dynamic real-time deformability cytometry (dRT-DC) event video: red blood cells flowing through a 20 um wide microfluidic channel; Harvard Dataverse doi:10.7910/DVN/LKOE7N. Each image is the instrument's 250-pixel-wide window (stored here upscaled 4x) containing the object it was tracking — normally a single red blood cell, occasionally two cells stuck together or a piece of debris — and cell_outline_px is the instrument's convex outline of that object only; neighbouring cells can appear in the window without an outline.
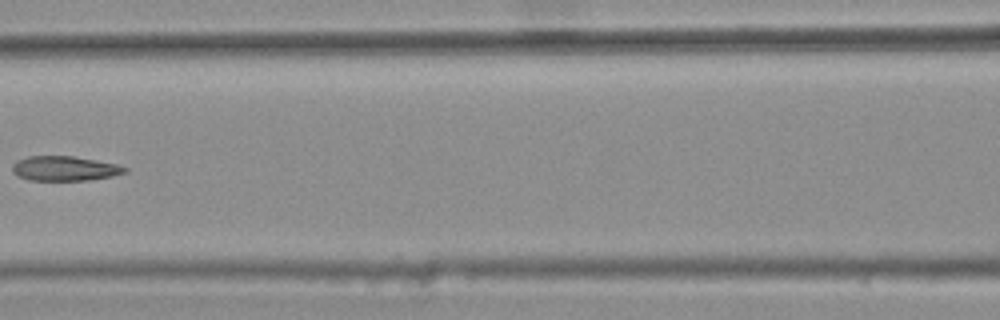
{"species": "common noctule bat (a hibernating species)", "species_latin": "Nyctalus noctula", "temperature_condition": "warm", "stored_images_in_passage": 7, "camera_frame_rate_fps": 3000, "um_per_image_px": 0.085, "animal": {"sex": "female", "body_mass_g": 25.1}, "frame": {"image": 1, "passage_image": 7, "time_ms": 2.0, "image_size_px": [1000, 320], "cell_outline_px": [[128, 172], [112, 176], [88, 180], [28, 180], [16, 176], [12, 172], [12, 164], [16, 160], [28, 156], [72, 156], [96, 160], [116, 164], [128, 168]], "centroid_in_image_um": [5.46, 14.32], "position_along_channel_um": 161.1, "area_um2": 16.3}}